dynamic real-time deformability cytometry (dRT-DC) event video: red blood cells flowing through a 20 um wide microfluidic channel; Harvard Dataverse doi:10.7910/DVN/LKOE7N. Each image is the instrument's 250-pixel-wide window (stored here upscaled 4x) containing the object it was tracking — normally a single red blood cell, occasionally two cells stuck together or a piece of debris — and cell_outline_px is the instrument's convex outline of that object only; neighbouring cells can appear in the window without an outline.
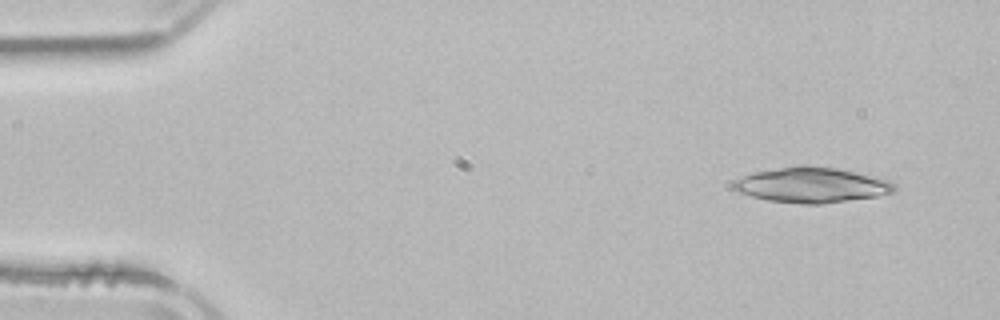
{"species": "common noctule bat (a hibernating species)", "species_latin": "Nyctalus noctula", "temperature_condition": "room temperature", "stored_images_in_passage": 3, "camera_frame_rate_fps": 3000, "um_per_image_px": 0.085, "animal": {"sex": "male", "body_mass_g": 21.5, "forearm_length_mm": 52.0}, "frame": {"image": 1, "passage_image": 1, "time_ms": 0.0, "image_size_px": [1000, 320], "cell_outline_px": [[896, 192], [876, 196], [820, 204], [800, 204], [768, 200], [752, 196], [740, 192], [732, 188], [732, 180], [752, 172], [804, 164], [808, 164], [836, 168], [856, 172], [888, 180], [896, 184]], "centroid_in_image_um": [68.97, 15.71], "position_along_channel_um": 16.0, "area_um2": 33.18}}